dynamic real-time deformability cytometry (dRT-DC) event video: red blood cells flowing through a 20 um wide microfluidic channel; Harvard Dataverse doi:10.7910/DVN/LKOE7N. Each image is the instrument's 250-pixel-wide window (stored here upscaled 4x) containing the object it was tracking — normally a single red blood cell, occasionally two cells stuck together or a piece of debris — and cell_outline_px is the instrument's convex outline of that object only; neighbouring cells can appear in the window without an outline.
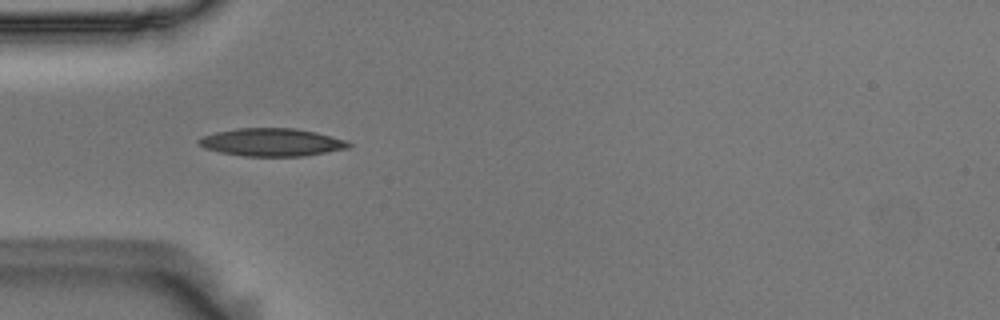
{"species": "Egyptian fruit bat (a non-hibernating species)", "species_latin": "Rousettus aegyptiacus", "temperature_condition": "room temperature", "stored_images_in_passage": 39, "camera_frame_rate_fps": 3000, "um_per_image_px": 0.085, "animal": {"sex": "male"}, "frame": {"image": 1, "passage_image": 1, "time_ms": 0.0, "image_size_px": [1000, 320], "cell_outline_px": [[352, 144], [348, 148], [304, 156], [244, 156], [220, 152], [204, 148], [196, 144], [196, 140], [200, 136], [216, 132], [236, 128], [296, 128], [316, 132], [348, 140]], "centroid_in_image_um": [23.07, 12.08], "position_along_channel_um": 61.9, "area_um2": 24.57}}
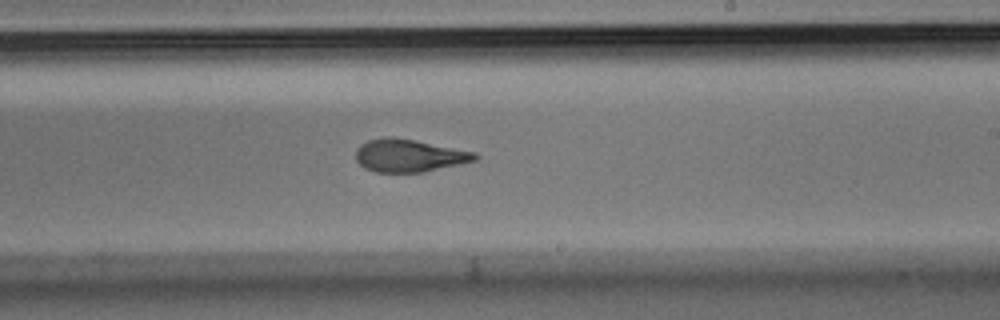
{"frame": {"image": 2, "passage_image": 17, "time_ms": 5.333, "image_size_px": [1000, 320], "cell_outline_px": [[480, 156], [476, 160], [460, 164], [420, 172], [376, 172], [364, 168], [356, 160], [356, 148], [360, 144], [368, 140], [392, 136], [416, 140], [476, 152]], "centroid_in_image_um": [34.77, 13.21], "position_along_channel_um": 254.2, "area_um2": 22.72}}
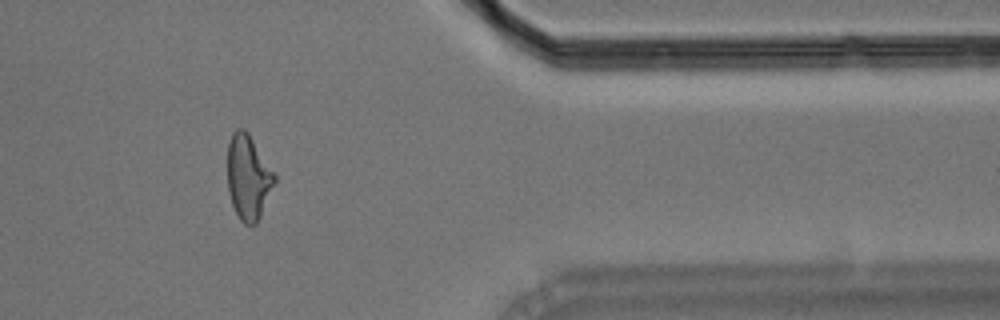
{"frame": {"image": 3, "passage_image": 30, "time_ms": 9.667, "image_size_px": [1000, 320], "cell_outline_px": [[276, 180], [260, 216], [256, 224], [244, 224], [240, 220], [232, 204], [228, 192], [228, 144], [232, 132], [236, 128], [244, 128], [248, 132], [276, 176]], "centroid_in_image_um": [21.08, 15.05], "position_along_channel_um": 390.3, "area_um2": 23.0}, "authors_computed_cell_mechanics": {"area_um2": 23.2356, "velocity_mm_per_s": 3.6206, "shape_relaxation_time_tau1_ms": 6.3636, "shape_relaxation_time_tau2_ms": 2.3877, "deformation_change_tau1": 0.1963, "deformation_change_tau2": 0.107}}